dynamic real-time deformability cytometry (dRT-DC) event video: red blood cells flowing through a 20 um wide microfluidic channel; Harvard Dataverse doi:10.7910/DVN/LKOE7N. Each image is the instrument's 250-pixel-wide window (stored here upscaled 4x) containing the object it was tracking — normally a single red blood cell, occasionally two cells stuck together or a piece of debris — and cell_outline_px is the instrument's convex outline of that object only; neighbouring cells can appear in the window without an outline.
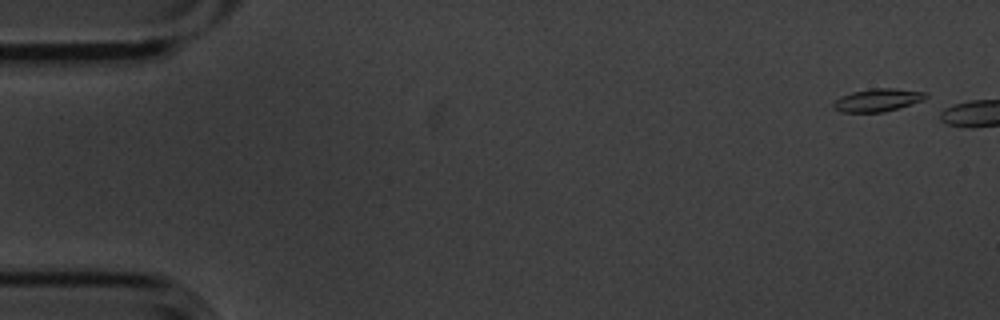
{"species": "common noctule bat (a hibernating species)", "species_latin": "Nyctalus noctula", "temperature_condition": "cold", "stored_images_in_passage": 3, "camera_frame_rate_fps": 3000, "um_per_image_px": 0.085, "animal": {"sex": "male", "body_mass_g": 20.1, "forearm_length_mm": 53.5}, "frame": {"image": 1, "passage_image": 1, "time_ms": 0.0, "image_size_px": [1000, 320], "cell_outline_px": [[928, 96], [924, 100], [900, 108], [884, 112], [840, 112], [832, 104], [840, 96], [852, 92], [872, 88], [896, 88], [924, 92]], "centroid_in_image_um": [74.62, 8.5], "position_along_channel_um": 10.4, "area_um2": 12.31}}